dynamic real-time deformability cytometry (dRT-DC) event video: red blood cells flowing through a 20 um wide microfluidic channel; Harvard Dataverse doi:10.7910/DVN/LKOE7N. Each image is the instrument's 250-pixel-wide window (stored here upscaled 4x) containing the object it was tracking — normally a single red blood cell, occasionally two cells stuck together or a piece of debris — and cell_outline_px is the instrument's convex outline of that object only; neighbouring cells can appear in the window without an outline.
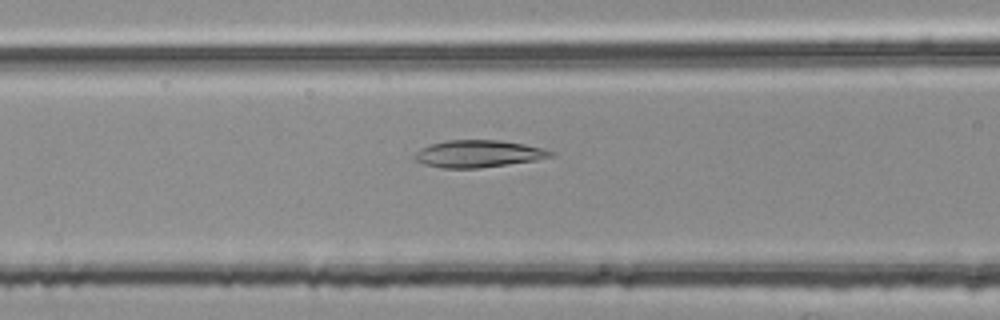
{"species": "common noctule bat (a hibernating species)", "species_latin": "Nyctalus noctula", "temperature_condition": "room temperature", "stored_images_in_passage": 31, "camera_frame_rate_fps": 3000, "um_per_image_px": 0.085, "animal": {"sex": "female", "body_mass_g": 25.1}, "frame": {"image": 1, "passage_image": 5, "time_ms": 1.333, "image_size_px": [1000, 320], "cell_outline_px": [[556, 156], [536, 160], [480, 168], [444, 168], [424, 164], [416, 160], [412, 156], [420, 148], [432, 144], [448, 140], [500, 140], [524, 144], [556, 152]], "centroid_in_image_um": [40.68, 13.07], "position_along_channel_um": 125.9, "area_um2": 21.5}}
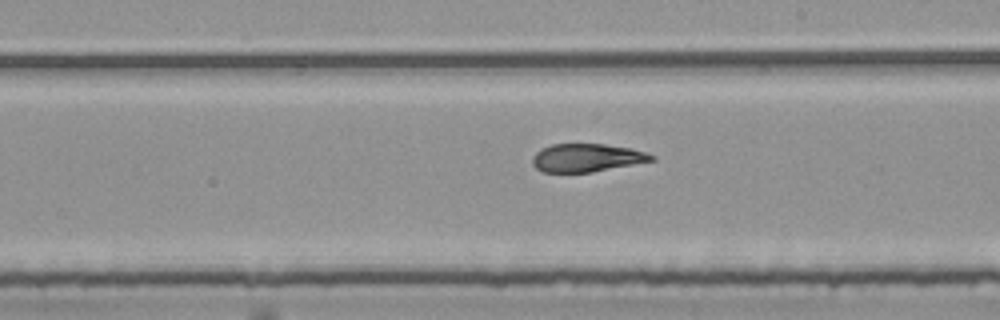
{"frame": {"image": 2, "passage_image": 14, "time_ms": 4.333, "image_size_px": [1000, 320], "cell_outline_px": [[656, 160], [592, 172], [544, 172], [536, 168], [532, 164], [532, 156], [540, 148], [552, 144], [604, 144], [628, 148], [644, 152], [656, 156]], "centroid_in_image_um": [49.84, 13.41], "position_along_channel_um": 239.2, "area_um2": 19.48}}
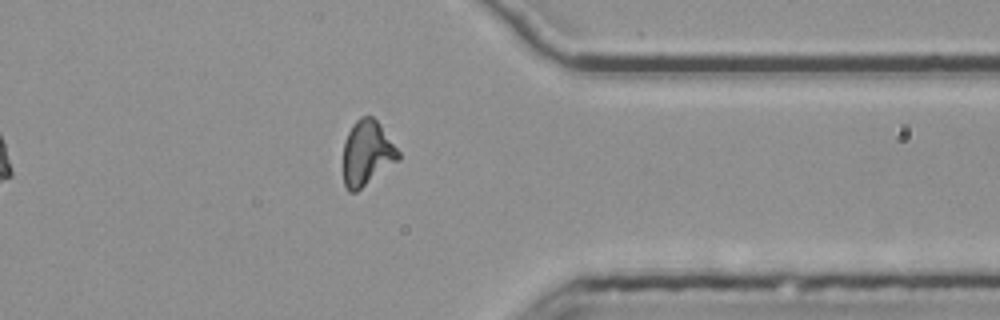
{"frame": {"image": 3, "passage_image": 26, "time_ms": 8.333, "image_size_px": [1000, 320], "cell_outline_px": [[400, 160], [356, 192], [348, 192], [344, 184], [344, 140], [352, 124], [360, 116], [372, 116], [380, 124], [400, 152]], "centroid_in_image_um": [31.2, 13.01], "position_along_channel_um": 380.2, "area_um2": 20.98}}